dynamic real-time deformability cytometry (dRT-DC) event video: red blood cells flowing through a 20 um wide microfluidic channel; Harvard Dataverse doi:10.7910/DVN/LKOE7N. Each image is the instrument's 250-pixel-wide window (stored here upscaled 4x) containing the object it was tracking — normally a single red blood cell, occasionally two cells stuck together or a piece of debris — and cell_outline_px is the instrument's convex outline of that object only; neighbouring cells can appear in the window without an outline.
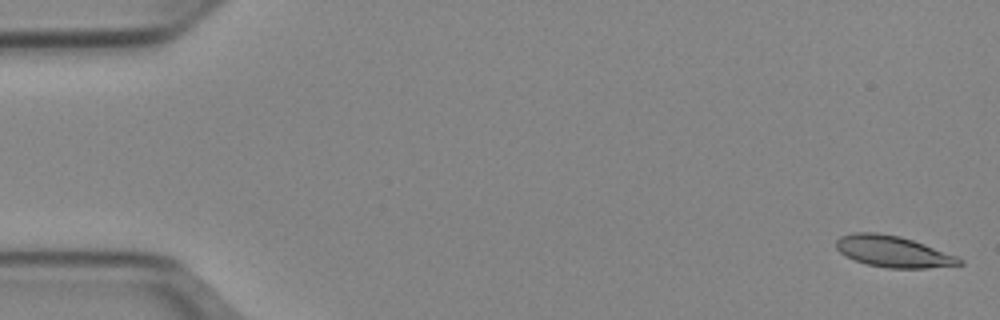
{"species": "Egyptian fruit bat (a non-hibernating species)", "species_latin": "Rousettus aegyptiacus", "temperature_condition": "cold", "stored_images_in_passage": 51, "camera_frame_rate_fps": 3000, "um_per_image_px": 0.085, "animal": {"sex": "female"}, "frame": {"image": 1, "passage_image": 1, "time_ms": 0.0, "image_size_px": [1000, 320], "cell_outline_px": [[964, 264], [928, 268], [888, 268], [868, 264], [856, 260], [840, 252], [836, 248], [836, 240], [840, 236], [856, 232], [876, 232], [900, 236], [924, 244], [956, 256], [964, 260]], "centroid_in_image_um": [75.92, 21.37], "position_along_channel_um": 9.1, "area_um2": 22.25}}
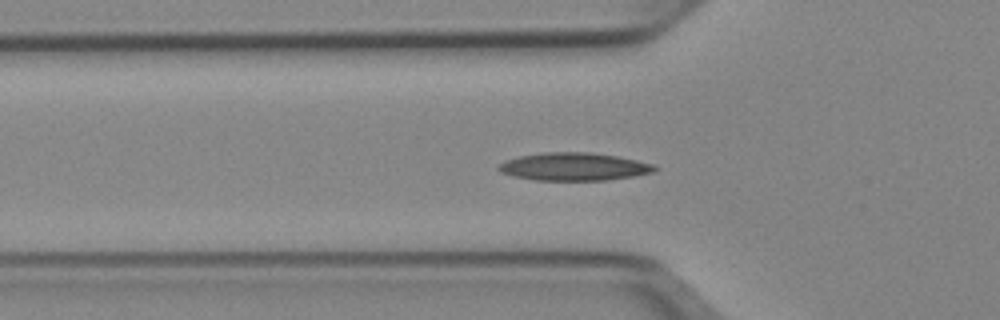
{"frame": {"image": 2, "passage_image": 17, "time_ms": 5.333, "image_size_px": [1000, 320], "cell_outline_px": [[660, 168], [652, 172], [636, 176], [608, 180], [536, 180], [512, 176], [500, 172], [496, 168], [504, 160], [520, 156], [544, 152], [592, 152], [616, 156], [636, 160], [652, 164]], "centroid_in_image_um": [48.78, 14.17], "position_along_channel_um": 77.0, "area_um2": 25.43}}
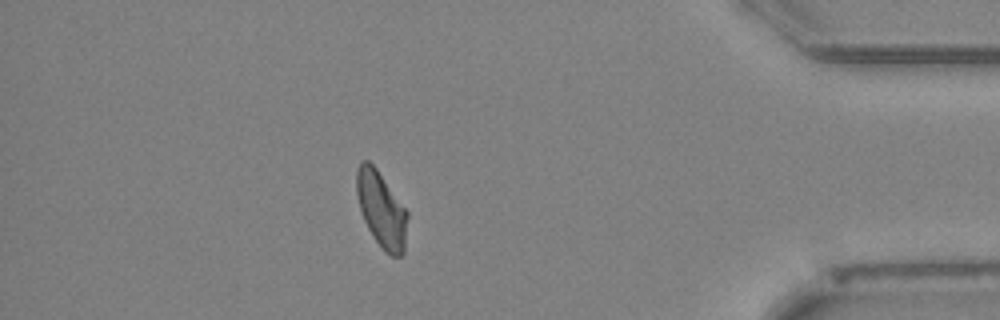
{"frame": {"image": 3, "passage_image": 45, "time_ms": 14.667, "image_size_px": [1000, 320], "cell_outline_px": [[408, 216], [404, 252], [400, 256], [392, 256], [384, 252], [372, 236], [364, 220], [360, 208], [356, 192], [356, 168], [364, 160], [368, 160], [376, 168], [408, 212]], "centroid_in_image_um": [32.42, 17.83], "position_along_channel_um": 402.8, "area_um2": 22.37}, "authors_computed_cell_mechanics": {"area_um2": 22.8888, "velocity_mm_per_s": 3.9277, "shape_relaxation_time_tau1_ms": 8.378, "shape_relaxation_time_tau2_ms": 2.3581, "deformation_change_tau1": 0.1908, "deformation_change_tau2": 0.0754}}